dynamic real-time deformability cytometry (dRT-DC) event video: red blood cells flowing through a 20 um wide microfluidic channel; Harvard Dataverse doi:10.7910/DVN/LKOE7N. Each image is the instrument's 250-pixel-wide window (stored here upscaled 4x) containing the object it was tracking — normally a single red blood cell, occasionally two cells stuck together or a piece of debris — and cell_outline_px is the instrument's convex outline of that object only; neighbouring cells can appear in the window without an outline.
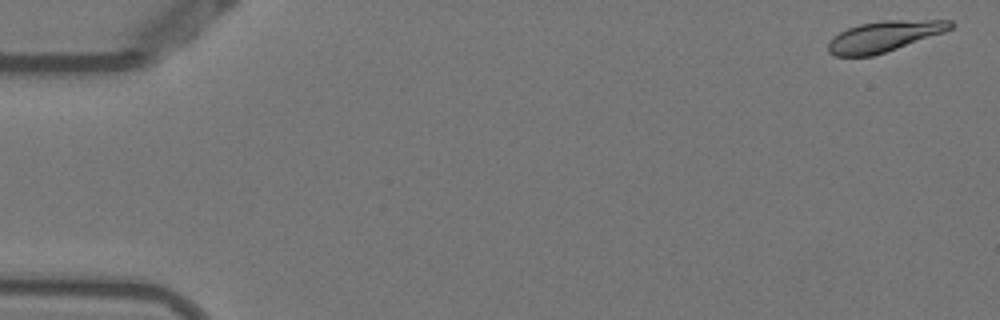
{"species": "Egyptian fruit bat (a non-hibernating species)", "species_latin": "Rousettus aegyptiacus", "temperature_condition": "warm", "stored_images_in_passage": 53, "camera_frame_rate_fps": 3000, "um_per_image_px": 0.085, "animal": {"sex": "female"}, "frame": {"image": 1, "passage_image": 2, "time_ms": 0.333, "image_size_px": [1000, 320], "cell_outline_px": [[956, 24], [952, 28], [944, 32], [872, 56], [836, 56], [828, 52], [828, 40], [832, 36], [848, 28], [860, 24], [884, 20], [952, 20]], "centroid_in_image_um": [75.13, 3.08], "position_along_channel_um": 9.9, "area_um2": 21.73}}
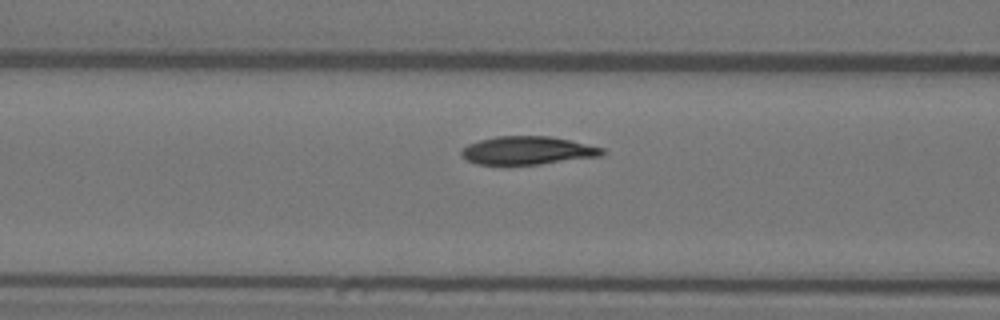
{"frame": {"image": 2, "passage_image": 22, "time_ms": 7.0, "image_size_px": [1000, 320], "cell_outline_px": [[608, 152], [604, 156], [540, 164], [476, 164], [460, 156], [460, 152], [468, 144], [480, 140], [496, 136], [548, 136], [568, 140], [604, 148]], "centroid_in_image_um": [44.88, 12.79], "position_along_channel_um": 121.7, "area_um2": 23.12}}
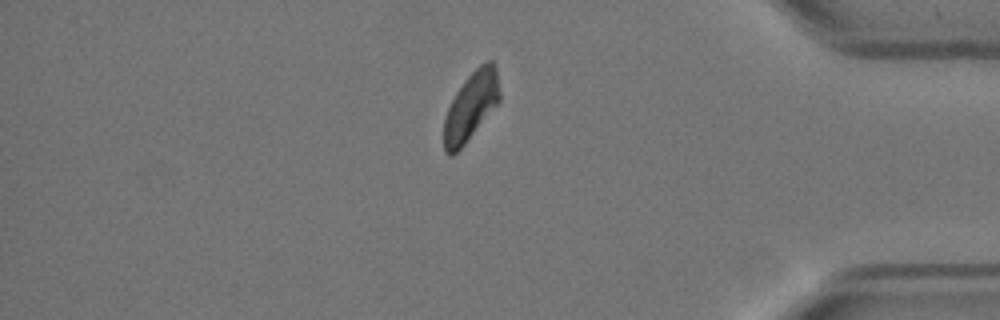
{"frame": {"image": 3, "passage_image": 46, "time_ms": 15.0, "image_size_px": [1000, 320], "cell_outline_px": [[500, 100], [464, 144], [452, 156], [448, 156], [444, 152], [444, 120], [448, 108], [456, 92], [464, 80], [480, 64], [488, 60], [492, 60], [496, 64], [500, 92]], "centroid_in_image_um": [40.03, 9.0], "position_along_channel_um": 395.2, "area_um2": 21.96}}